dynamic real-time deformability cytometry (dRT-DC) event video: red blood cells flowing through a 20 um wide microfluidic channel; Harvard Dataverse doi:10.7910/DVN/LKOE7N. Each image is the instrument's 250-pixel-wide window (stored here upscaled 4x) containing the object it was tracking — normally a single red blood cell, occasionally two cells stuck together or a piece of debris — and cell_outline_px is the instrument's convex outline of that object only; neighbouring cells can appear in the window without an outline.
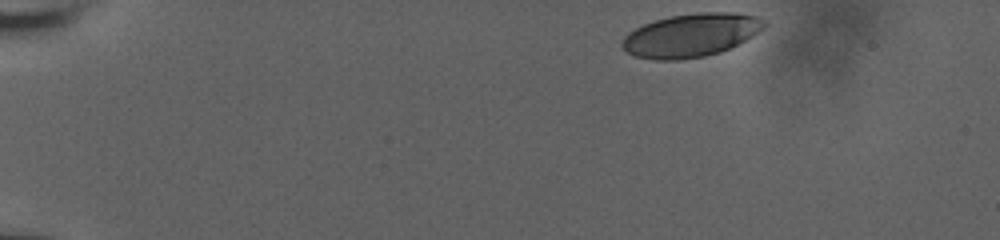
{"species": "human", "species_latin": "Homo sapiens", "temperature_condition": "room temperature", "stored_images_in_passage": 42, "camera_frame_rate_fps": 3000, "um_per_image_px": 0.085, "donor": {"sex": "male"}, "frame": {"image": 1, "passage_image": 1, "time_ms": 0.0, "image_size_px": [1000, 240], "cell_outline_px": [[768, 24], [764, 28], [752, 36], [720, 52], [704, 56], [680, 60], [656, 60], [636, 56], [628, 52], [620, 44], [624, 36], [628, 32], [644, 24], [656, 20], [672, 16], [696, 12], [736, 12], [756, 16], [768, 20]], "centroid_in_image_um": [58.76, 2.98], "position_along_channel_um": 26.2, "area_um2": 35.84}}
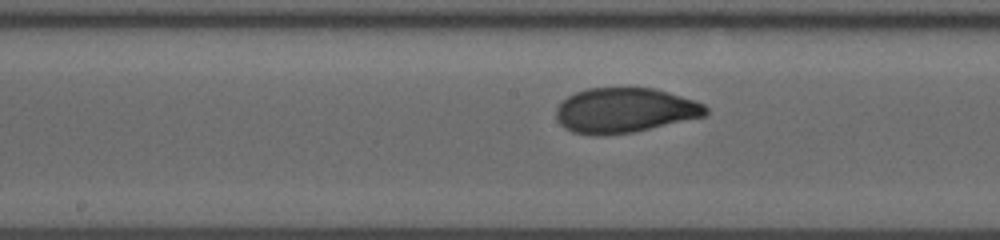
{"frame": {"image": 2, "passage_image": 24, "time_ms": 7.667, "image_size_px": [1000, 240], "cell_outline_px": [[708, 112], [704, 116], [632, 132], [596, 136], [572, 132], [564, 128], [556, 120], [556, 108], [568, 96], [576, 92], [588, 88], [656, 88], [704, 104], [708, 108]], "centroid_in_image_um": [53.06, 9.38], "position_along_channel_um": 195.1, "area_um2": 38.9}}
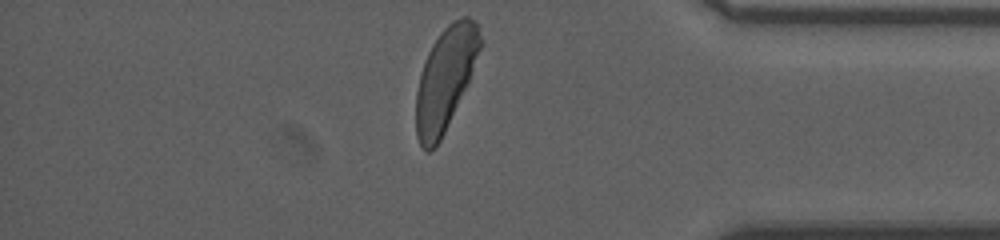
{"frame": {"image": 3, "passage_image": 42, "time_ms": 13.667, "image_size_px": [1000, 240], "cell_outline_px": [[484, 40], [468, 80], [444, 132], [440, 140], [428, 152], [420, 144], [416, 136], [416, 92], [420, 72], [424, 60], [432, 44], [440, 32], [452, 20], [464, 16], [468, 16], [476, 20]], "centroid_in_image_um": [37.85, 6.61], "position_along_channel_um": 397.3, "area_um2": 37.97}, "authors_computed_cell_mechanics": {"area_um2": 38.5237, "velocity_mm_per_s": 3.7077, "shape_relaxation_time_tau1_ms": 4.0354, "shape_relaxation_time_tau2_ms": null, "deformation_change_tau1": 0.1829, "deformation_change_tau2": null}}